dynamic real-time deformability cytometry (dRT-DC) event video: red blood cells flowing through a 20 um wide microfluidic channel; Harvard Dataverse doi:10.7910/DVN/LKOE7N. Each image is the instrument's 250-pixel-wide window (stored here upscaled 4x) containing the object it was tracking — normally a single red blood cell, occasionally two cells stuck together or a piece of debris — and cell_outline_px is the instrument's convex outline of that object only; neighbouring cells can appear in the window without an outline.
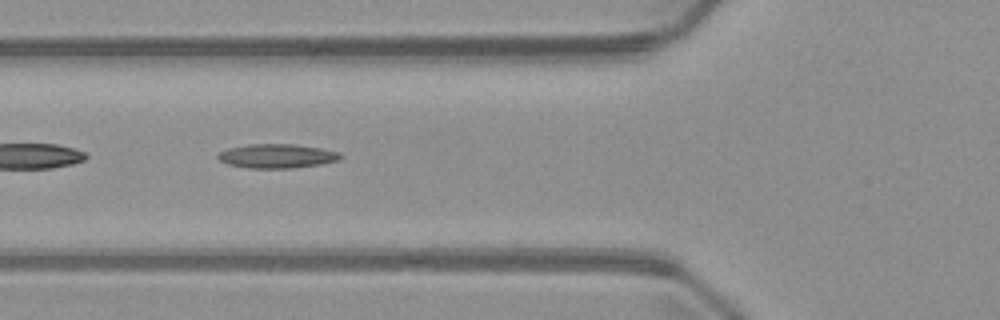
{"species": "common noctule bat (a hibernating species)", "species_latin": "Nyctalus noctula", "temperature_condition": "warm", "stored_images_in_passage": 7, "camera_frame_rate_fps": 3000, "um_per_image_px": 0.085, "animal": {"sex": "male", "body_mass_g": 23.1, "forearm_length_mm": 52.7}, "frame": {"image": 1, "passage_image": 5, "time_ms": 5.667, "image_size_px": [1000, 320], "cell_outline_px": [[344, 156], [340, 160], [320, 164], [292, 168], [248, 168], [228, 164], [220, 160], [216, 156], [220, 152], [228, 148], [248, 144], [296, 144], [324, 148], [340, 152]], "centroid_in_image_um": [23.59, 13.25], "position_along_channel_um": 102.2, "area_um2": 17.4}}
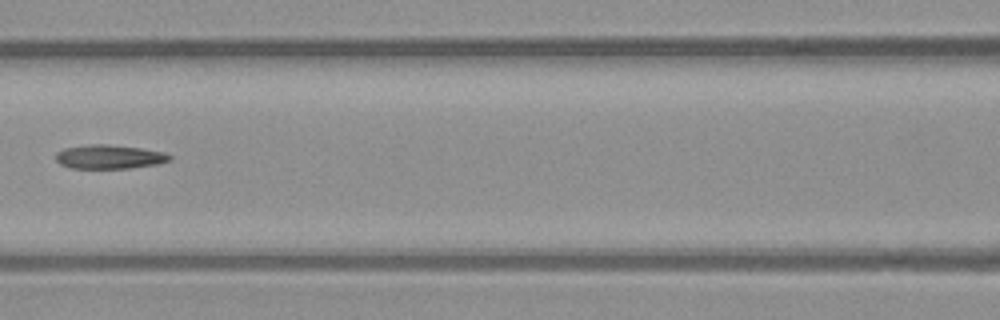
{"frame": {"image": 2, "passage_image": 6, "time_ms": 7.0, "image_size_px": [1000, 320], "cell_outline_px": [[172, 160], [156, 164], [128, 168], [72, 168], [60, 164], [56, 160], [56, 152], [64, 148], [92, 144], [108, 144], [140, 148], [164, 152], [172, 156]], "centroid_in_image_um": [9.29, 13.32], "position_along_channel_um": 157.3, "area_um2": 15.84}}
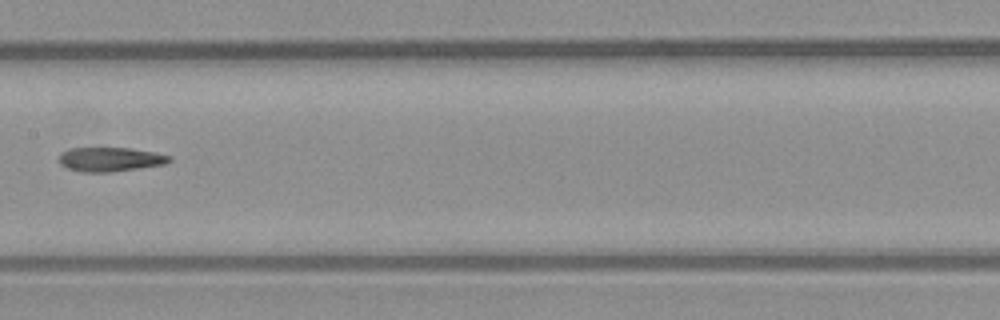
{"frame": {"image": 3, "passage_image": 7, "time_ms": 8.0, "image_size_px": [1000, 320], "cell_outline_px": [[172, 160], [164, 164], [112, 172], [80, 172], [68, 168], [60, 164], [60, 152], [68, 148], [132, 148], [156, 152], [172, 156]], "centroid_in_image_um": [9.38, 13.54], "position_along_channel_um": 198.0, "area_um2": 15.66}}